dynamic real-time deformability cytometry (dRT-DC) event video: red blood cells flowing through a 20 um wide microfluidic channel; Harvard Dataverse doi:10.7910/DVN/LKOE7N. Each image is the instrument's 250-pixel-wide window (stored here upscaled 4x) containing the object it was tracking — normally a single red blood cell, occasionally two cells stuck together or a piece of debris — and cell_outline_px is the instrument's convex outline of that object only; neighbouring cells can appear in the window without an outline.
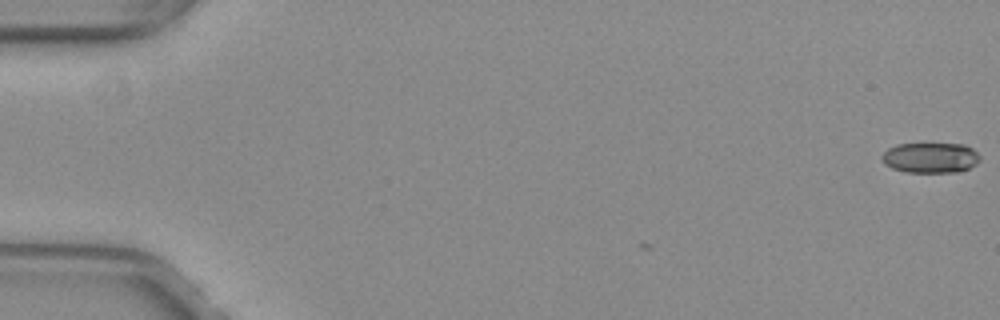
{"species": "common noctule bat (a hibernating species)", "species_latin": "Nyctalus noctula", "temperature_condition": "warm", "stored_images_in_passage": 2, "camera_frame_rate_fps": 3000, "um_per_image_px": 0.085, "animal": {"sex": "female", "body_mass_g": 29.2, "forearm_length_mm": 56.3}, "frame": {"image": 1, "passage_image": 2, "time_ms": 0.333, "image_size_px": [1000, 320], "cell_outline_px": [[980, 160], [976, 164], [960, 172], [904, 172], [892, 168], [884, 164], [880, 156], [888, 148], [896, 144], [964, 144], [972, 148], [980, 156]], "centroid_in_image_um": [79.07, 13.41], "position_along_channel_um": 5.9, "area_um2": 17.46}}